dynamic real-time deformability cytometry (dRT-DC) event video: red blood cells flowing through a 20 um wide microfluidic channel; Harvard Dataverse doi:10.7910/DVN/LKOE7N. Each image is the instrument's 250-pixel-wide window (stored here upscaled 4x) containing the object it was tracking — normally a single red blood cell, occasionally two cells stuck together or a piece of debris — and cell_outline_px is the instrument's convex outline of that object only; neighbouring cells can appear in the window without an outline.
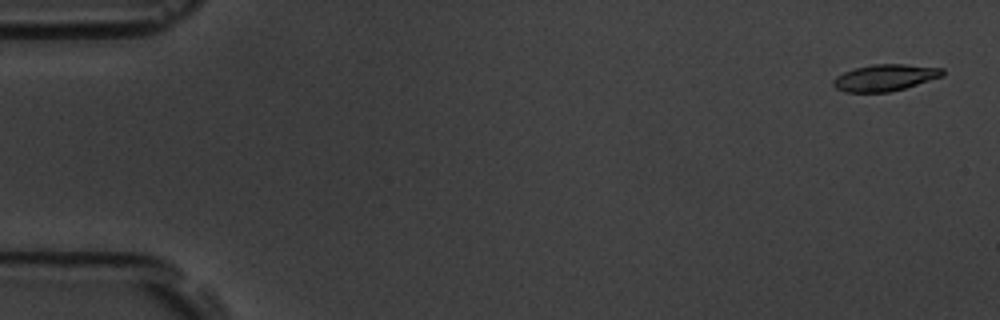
{"species": "common noctule bat (a hibernating species)", "species_latin": "Nyctalus noctula", "temperature_condition": "room temperature", "stored_images_in_passage": 6, "camera_frame_rate_fps": 3000, "um_per_image_px": 0.085, "animal": {"sex": "male", "body_mass_g": 19.5, "forearm_length_mm": 54.6}, "frame": {"image": 1, "passage_image": 1, "time_ms": 0.0, "image_size_px": [1000, 320], "cell_outline_px": [[944, 76], [904, 88], [888, 92], [844, 92], [836, 88], [832, 84], [832, 80], [836, 76], [844, 72], [856, 68], [872, 64], [904, 64], [944, 68]], "centroid_in_image_um": [75.22, 6.6], "position_along_channel_um": 9.8, "area_um2": 16.94}}
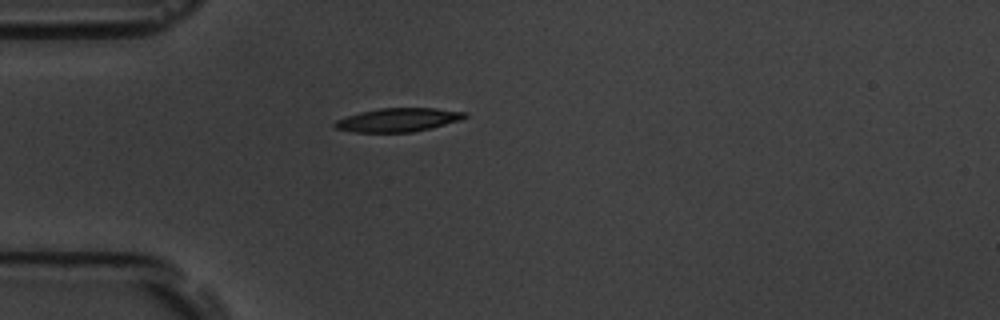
{"frame": {"image": 2, "passage_image": 5, "time_ms": 4.667, "image_size_px": [1000, 320], "cell_outline_px": [[468, 116], [460, 120], [412, 132], [356, 132], [336, 128], [332, 124], [336, 120], [360, 112], [380, 108], [436, 108], [468, 112]], "centroid_in_image_um": [33.85, 10.18], "position_along_channel_um": 51.1, "area_um2": 17.69}}